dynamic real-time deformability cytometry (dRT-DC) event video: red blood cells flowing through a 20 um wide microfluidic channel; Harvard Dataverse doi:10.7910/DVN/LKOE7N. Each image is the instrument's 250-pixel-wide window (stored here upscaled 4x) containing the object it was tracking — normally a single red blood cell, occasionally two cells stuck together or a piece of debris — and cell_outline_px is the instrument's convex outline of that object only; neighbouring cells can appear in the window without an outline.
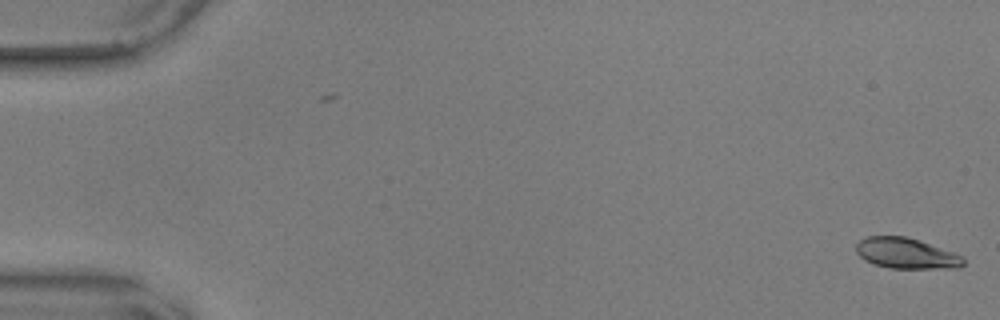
{"species": "common noctule bat (a hibernating species)", "species_latin": "Nyctalus noctula", "temperature_condition": "warm", "stored_images_in_passage": 56, "camera_frame_rate_fps": 3000, "um_per_image_px": 0.085, "animal": {"sex": "male", "body_mass_g": 17.9, "forearm_length_mm": 54.2}, "frame": {"image": 1, "passage_image": 1, "time_ms": 0.0, "image_size_px": [1000, 320], "cell_outline_px": [[964, 264], [960, 268], [888, 268], [864, 260], [856, 252], [856, 244], [860, 240], [868, 236], [904, 236], [920, 240], [964, 256]], "centroid_in_image_um": [77.04, 21.53], "position_along_channel_um": 8.0, "area_um2": 19.19}}
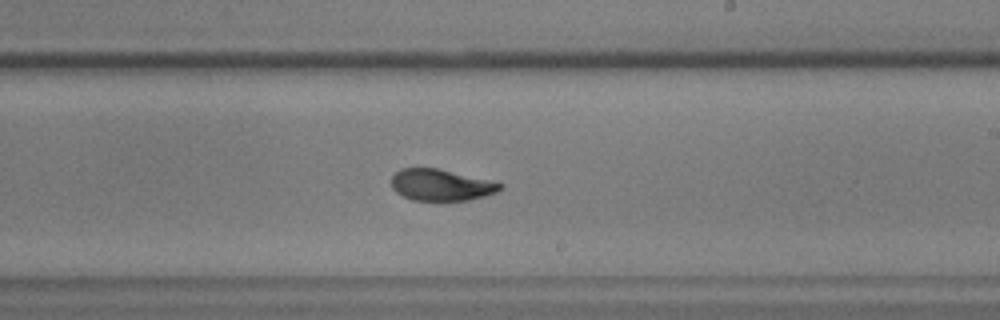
{"frame": {"image": 2, "passage_image": 34, "time_ms": 11.0, "image_size_px": [1000, 320], "cell_outline_px": [[504, 188], [496, 192], [484, 196], [468, 200], [412, 200], [396, 192], [392, 188], [392, 176], [400, 168], [436, 168], [504, 184]], "centroid_in_image_um": [37.47, 15.72], "position_along_channel_um": 251.5, "area_um2": 19.65}}
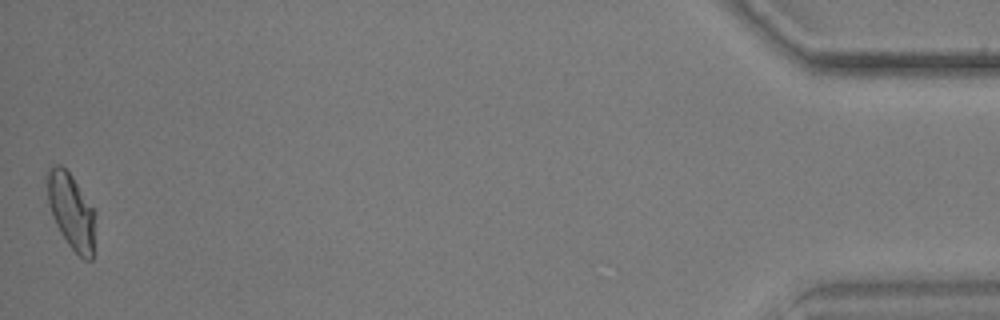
{"frame": {"image": 3, "passage_image": 56, "time_ms": 18.333, "image_size_px": [1000, 320], "cell_outline_px": [[96, 212], [92, 260], [84, 260], [68, 244], [60, 232], [52, 216], [48, 204], [44, 176], [48, 168], [52, 164], [60, 164], [72, 176]], "centroid_in_image_um": [6.02, 17.9], "position_along_channel_um": 429.2, "area_um2": 21.62}, "authors_computed_cell_mechanics": {"area_um2": 20.3745, "velocity_mm_per_s": 3.6018, "shape_relaxation_time_tau1_ms": 5.9752, "shape_relaxation_time_tau2_ms": 1.1143, "deformation_change_tau1": 0.1766, "deformation_change_tau2": 0.0536}}